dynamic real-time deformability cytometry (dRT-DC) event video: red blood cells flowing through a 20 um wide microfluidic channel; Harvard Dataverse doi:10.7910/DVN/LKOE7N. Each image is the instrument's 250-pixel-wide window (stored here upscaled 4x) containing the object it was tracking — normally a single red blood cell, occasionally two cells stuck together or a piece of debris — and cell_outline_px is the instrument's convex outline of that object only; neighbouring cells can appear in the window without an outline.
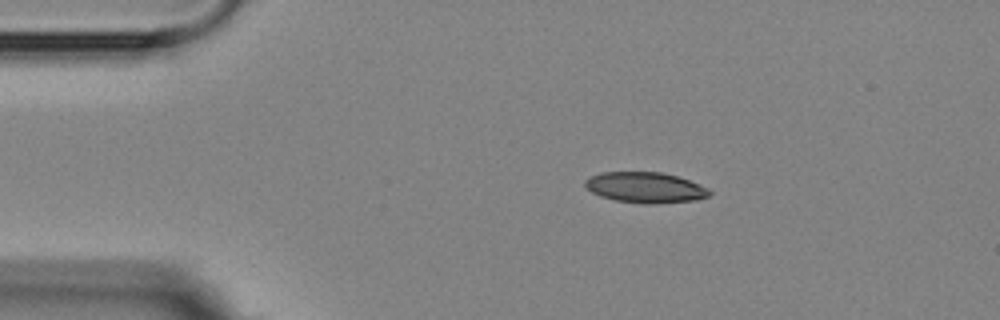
{"species": "Egyptian fruit bat (a non-hibernating species)", "species_latin": "Rousettus aegyptiacus", "temperature_condition": "room temperature", "stored_images_in_passage": 2, "camera_frame_rate_fps": 3000, "um_per_image_px": 0.085, "animal": {"sex": "female"}, "frame": {"image": 1, "passage_image": 2, "time_ms": 1.333, "image_size_px": [1000, 320], "cell_outline_px": [[712, 192], [708, 196], [696, 200], [652, 204], [640, 204], [616, 200], [600, 196], [592, 192], [584, 184], [584, 180], [600, 172], [660, 172], [676, 176], [700, 184], [708, 188]], "centroid_in_image_um": [54.85, 15.94], "position_along_channel_um": 30.1, "area_um2": 22.2}}